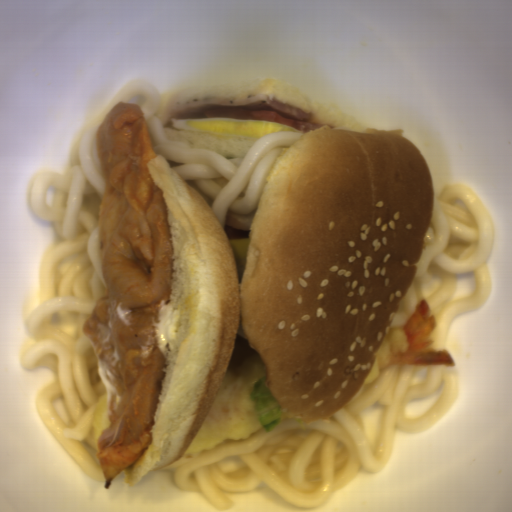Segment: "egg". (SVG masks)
Returning a JSON list of instances; mask_svg holds the SVG:
<instances>
[{"label":"egg","mask_w":512,"mask_h":512,"mask_svg":"<svg viewBox=\"0 0 512 512\" xmlns=\"http://www.w3.org/2000/svg\"><path fill=\"white\" fill-rule=\"evenodd\" d=\"M173 128L231 137H265L273 133L299 132L297 127L269 121L234 118H172Z\"/></svg>","instance_id":"1"},{"label":"egg","mask_w":512,"mask_h":512,"mask_svg":"<svg viewBox=\"0 0 512 512\" xmlns=\"http://www.w3.org/2000/svg\"><path fill=\"white\" fill-rule=\"evenodd\" d=\"M227 241L236 262L238 279L240 283L245 268L249 237L227 239Z\"/></svg>","instance_id":"2"}]
</instances>
